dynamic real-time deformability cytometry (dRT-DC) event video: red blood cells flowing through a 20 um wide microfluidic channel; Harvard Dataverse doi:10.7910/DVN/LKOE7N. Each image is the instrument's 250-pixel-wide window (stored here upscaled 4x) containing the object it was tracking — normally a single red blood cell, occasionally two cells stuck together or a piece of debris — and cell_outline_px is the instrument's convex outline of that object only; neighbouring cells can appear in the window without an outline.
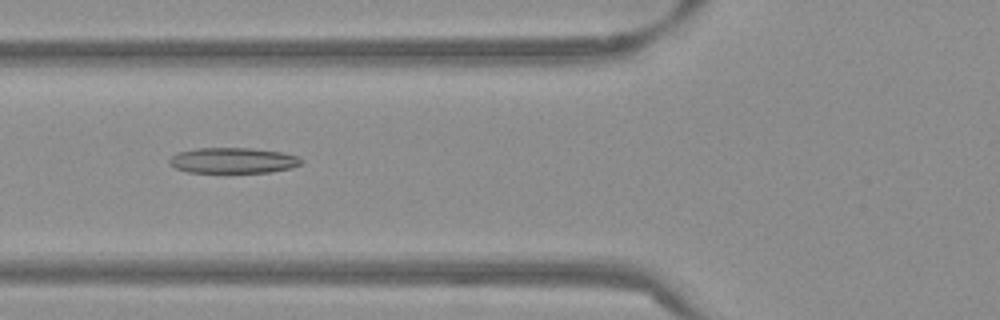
{"species": "Egyptian fruit bat (a non-hibernating species)", "species_latin": "Rousettus aegyptiacus", "temperature_condition": "warm", "stored_images_in_passage": 53, "camera_frame_rate_fps": 3000, "um_per_image_px": 0.085, "frame": {"image": 1, "passage_image": 20, "time_ms": 6.333, "image_size_px": [1000, 320], "cell_outline_px": [[304, 164], [292, 168], [268, 172], [188, 172], [176, 168], [168, 160], [176, 152], [196, 148], [252, 148], [280, 152], [296, 156], [304, 160]], "centroid_in_image_um": [19.83, 13.63], "position_along_channel_um": 106.0, "area_um2": 19.65}}
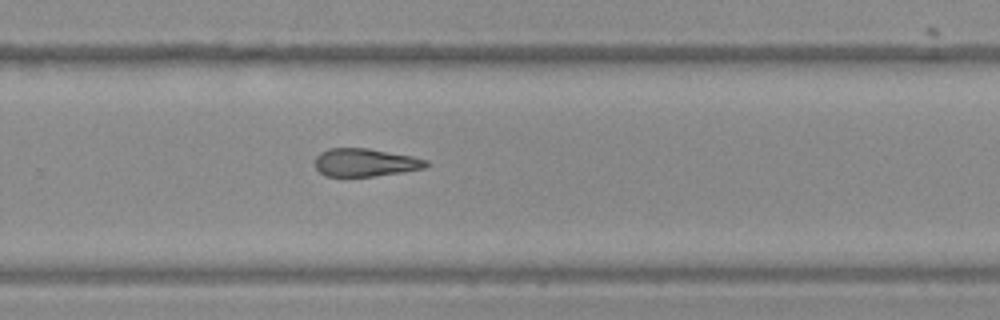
{"frame": {"image": 2, "passage_image": 35, "time_ms": 11.333, "image_size_px": [1000, 320], "cell_outline_px": [[428, 164], [424, 168], [400, 172], [372, 176], [324, 176], [316, 168], [316, 156], [320, 152], [328, 148], [368, 148], [412, 156], [428, 160]], "centroid_in_image_um": [31.02, 13.8], "position_along_channel_um": 298.8, "area_um2": 17.98}}
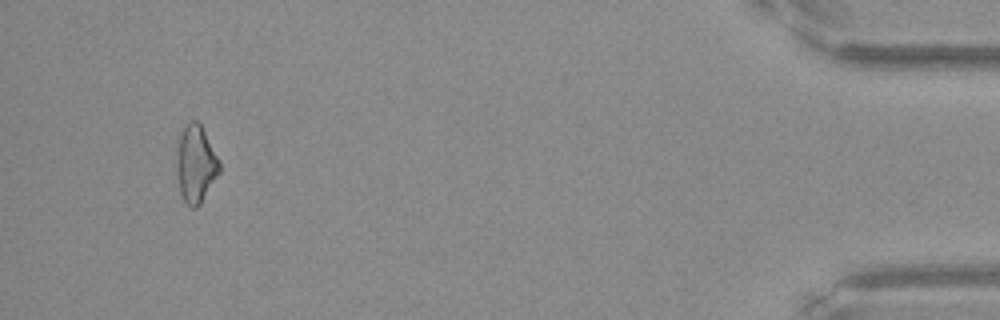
{"frame": {"image": 3, "passage_image": 50, "time_ms": 16.333, "image_size_px": [1000, 320], "cell_outline_px": [[220, 172], [200, 204], [196, 208], [192, 208], [184, 200], [180, 192], [176, 168], [176, 148], [180, 132], [192, 120], [196, 120], [200, 124], [220, 160]], "centroid_in_image_um": [16.63, 13.94], "position_along_channel_um": 418.6, "area_um2": 19.31}, "authors_computed_cell_mechanics": {"area_um2": 19.2474, "velocity_mm_per_s": 3.8484, "shape_relaxation_time_tau1_ms": null, "shape_relaxation_time_tau2_ms": 6.8858, "deformation_change_tau1": null, "deformation_change_tau2": 0.2071}}